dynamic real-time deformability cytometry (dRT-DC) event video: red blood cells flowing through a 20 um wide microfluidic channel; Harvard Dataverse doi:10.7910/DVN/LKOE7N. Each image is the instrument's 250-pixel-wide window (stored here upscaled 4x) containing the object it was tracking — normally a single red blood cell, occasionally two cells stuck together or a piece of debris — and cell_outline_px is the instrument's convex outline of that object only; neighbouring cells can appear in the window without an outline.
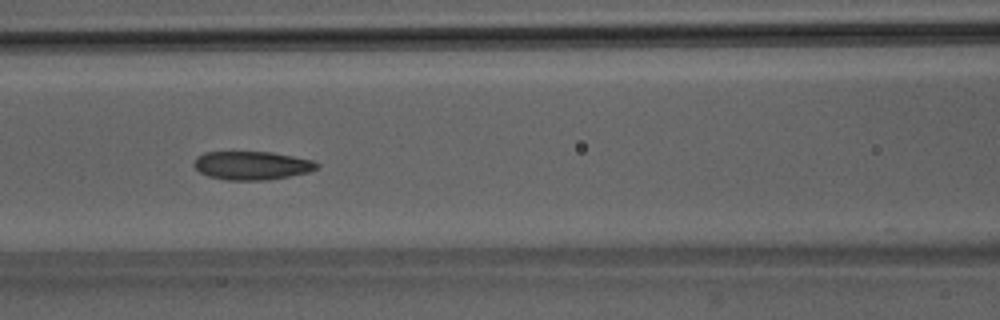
{"species": "Egyptian fruit bat (a non-hibernating species)", "species_latin": "Rousettus aegyptiacus", "temperature_condition": "room temperature", "stored_images_in_passage": 35, "camera_frame_rate_fps": 3000, "um_per_image_px": 0.085, "animal": {"sex": "male"}, "frame": {"image": 1, "passage_image": 7, "time_ms": 2.0, "image_size_px": [1000, 320], "cell_outline_px": [[320, 164], [316, 168], [308, 172], [268, 180], [224, 180], [208, 176], [200, 172], [192, 164], [196, 156], [204, 152], [272, 152], [312, 160]], "centroid_in_image_um": [21.36, 14.06], "position_along_channel_um": 145.2, "area_um2": 20.4}}
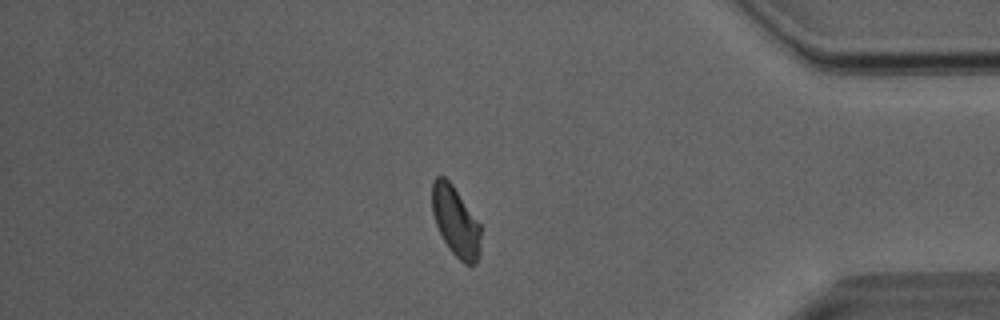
{"frame": {"image": 2, "passage_image": 28, "time_ms": 9.0, "image_size_px": [1000, 320], "cell_outline_px": [[480, 256], [476, 264], [472, 268], [464, 264], [448, 248], [436, 224], [432, 212], [432, 180], [436, 176], [444, 176], [452, 184], [480, 224]], "centroid_in_image_um": [38.74, 18.86], "position_along_channel_um": 396.5, "area_um2": 19.94}}
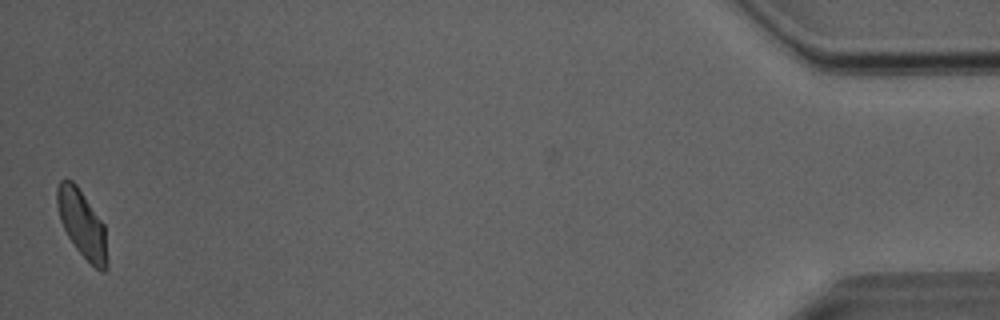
{"frame": {"image": 3, "passage_image": 35, "time_ms": 11.333, "image_size_px": [1000, 320], "cell_outline_px": [[108, 268], [104, 272], [100, 272], [76, 248], [68, 236], [60, 220], [56, 204], [56, 188], [60, 180], [72, 180], [76, 184], [104, 224], [108, 260]], "centroid_in_image_um": [6.98, 19.04], "position_along_channel_um": 428.2, "area_um2": 19.59}, "authors_computed_cell_mechanics": {"area_um2": 20.4034, "velocity_mm_per_s": 4.0227, "shape_relaxation_time_tau1_ms": 7.2351, "shape_relaxation_time_tau2_ms": 1.8076, "deformation_change_tau1": 0.1486, "deformation_change_tau2": 0.0775}}